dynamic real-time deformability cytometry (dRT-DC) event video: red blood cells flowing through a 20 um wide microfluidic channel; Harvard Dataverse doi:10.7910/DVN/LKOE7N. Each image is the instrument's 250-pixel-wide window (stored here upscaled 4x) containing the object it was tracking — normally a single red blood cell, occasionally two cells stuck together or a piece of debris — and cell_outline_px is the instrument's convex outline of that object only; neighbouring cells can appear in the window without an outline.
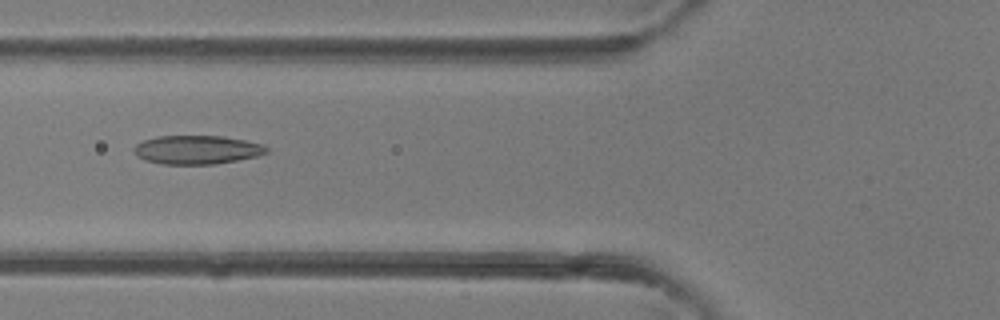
{"species": "common noctule bat (a hibernating species)", "species_latin": "Nyctalus noctula", "temperature_condition": "room temperature", "stored_images_in_passage": 41, "camera_frame_rate_fps": 3000, "um_per_image_px": 0.085, "animal": {"sex": "female"}, "frame": {"image": 1, "passage_image": 16, "time_ms": 5.0, "image_size_px": [1000, 320], "cell_outline_px": [[268, 152], [256, 156], [216, 164], [160, 164], [144, 160], [136, 156], [132, 148], [136, 144], [144, 140], [156, 136], [224, 136], [264, 144], [268, 148]], "centroid_in_image_um": [16.71, 12.73], "position_along_channel_um": 109.1, "area_um2": 22.31}}
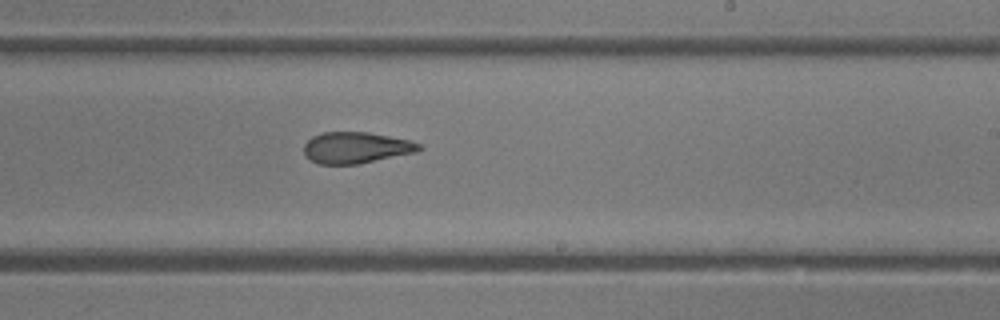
{"frame": {"image": 2, "passage_image": 25, "time_ms": 8.0, "image_size_px": [1000, 320], "cell_outline_px": [[424, 148], [416, 152], [356, 164], [320, 164], [304, 156], [304, 144], [312, 136], [324, 132], [368, 132], [408, 140], [420, 144]], "centroid_in_image_um": [30.24, 12.55], "position_along_channel_um": 258.8, "area_um2": 20.81}}
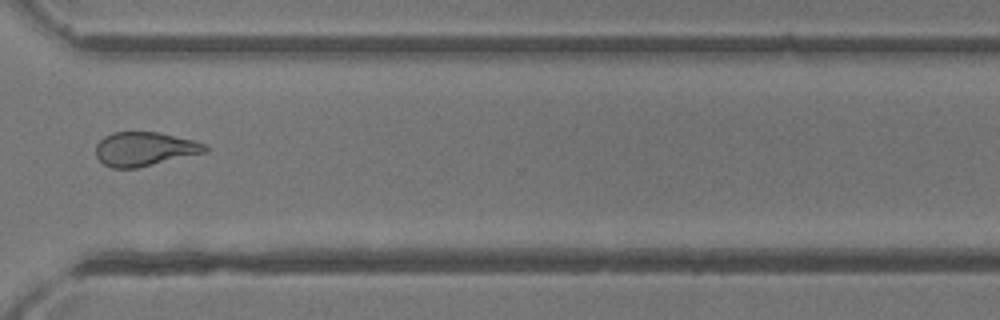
{"frame": {"image": 3, "passage_image": 31, "time_ms": 10.0, "image_size_px": [1000, 320], "cell_outline_px": [[208, 152], [136, 168], [112, 168], [104, 164], [96, 156], [96, 144], [104, 136], [112, 132], [160, 132], [196, 140], [208, 144]], "centroid_in_image_um": [12.33, 12.65], "position_along_channel_um": 358.3, "area_um2": 21.91}}